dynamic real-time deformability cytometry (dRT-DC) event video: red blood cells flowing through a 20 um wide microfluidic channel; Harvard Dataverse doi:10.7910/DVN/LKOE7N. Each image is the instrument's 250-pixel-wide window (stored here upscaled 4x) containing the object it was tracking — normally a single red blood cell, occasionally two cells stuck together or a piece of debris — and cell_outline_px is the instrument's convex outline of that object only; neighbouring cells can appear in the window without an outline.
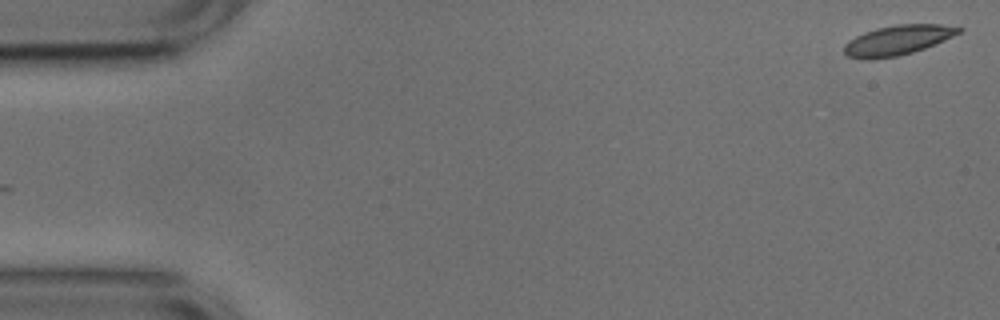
{"species": "common noctule bat (a hibernating species)", "species_latin": "Nyctalus noctula", "temperature_condition": "cold", "stored_images_in_passage": 23, "camera_frame_rate_fps": 3000, "um_per_image_px": 0.085, "animal": {"sex": "male", "body_mass_g": 17.9, "forearm_length_mm": 54.2}, "frame": {"image": 1, "passage_image": 1, "time_ms": 0.0, "image_size_px": [1000, 320], "cell_outline_px": [[964, 28], [960, 32], [952, 36], [924, 48], [912, 52], [896, 56], [872, 60], [864, 60], [848, 56], [844, 52], [844, 44], [848, 40], [864, 32], [876, 28], [896, 24], [940, 24]], "centroid_in_image_um": [76.24, 3.42], "position_along_channel_um": 8.8, "area_um2": 19.83}}
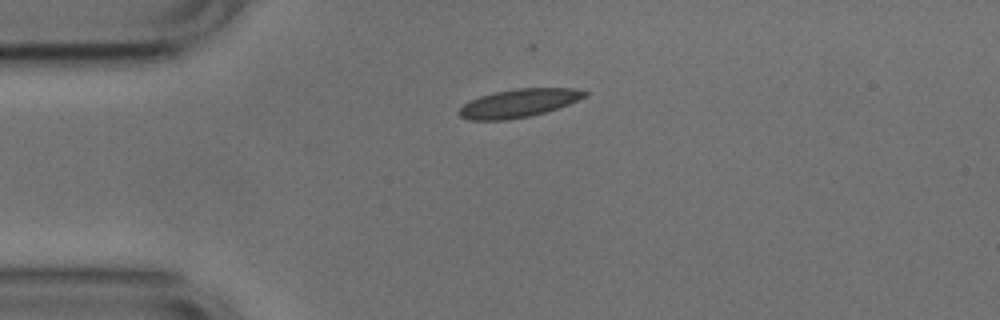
{"frame": {"image": 2, "passage_image": 12, "time_ms": 3.667, "image_size_px": [1000, 320], "cell_outline_px": [[588, 96], [568, 104], [544, 112], [528, 116], [504, 120], [468, 120], [460, 116], [456, 112], [464, 104], [480, 96], [496, 92], [516, 88], [572, 88], [588, 92]], "centroid_in_image_um": [44.08, 8.76], "position_along_channel_um": 40.9, "area_um2": 20.46}}